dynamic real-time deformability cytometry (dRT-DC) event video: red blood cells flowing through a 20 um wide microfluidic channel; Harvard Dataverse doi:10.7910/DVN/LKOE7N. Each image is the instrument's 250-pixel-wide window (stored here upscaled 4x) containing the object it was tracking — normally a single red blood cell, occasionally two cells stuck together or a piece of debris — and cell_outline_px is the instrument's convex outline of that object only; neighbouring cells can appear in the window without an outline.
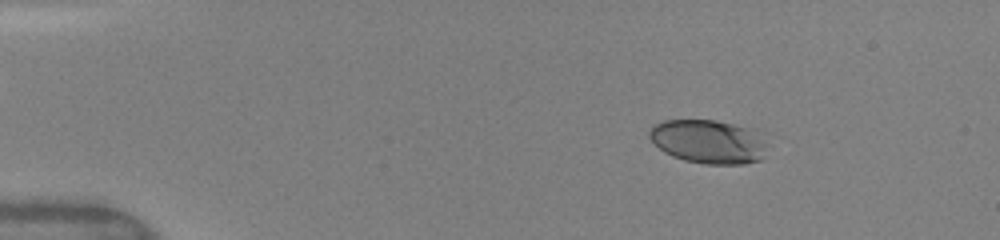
{"species": "human", "species_latin": "Homo sapiens", "temperature_condition": "warm", "stored_images_in_passage": 23, "camera_frame_rate_fps": 3000, "um_per_image_px": 0.085, "donor": {"sex": "female"}, "frame": {"image": 1, "passage_image": 6, "time_ms": 2.0, "image_size_px": [1000, 240], "cell_outline_px": [[764, 156], [760, 160], [744, 164], [704, 164], [684, 160], [672, 156], [664, 152], [648, 136], [648, 132], [656, 124], [664, 120], [716, 120], [748, 128], [764, 144]], "centroid_in_image_um": [60.14, 12.05], "position_along_channel_um": 24.9, "area_um2": 29.42}}
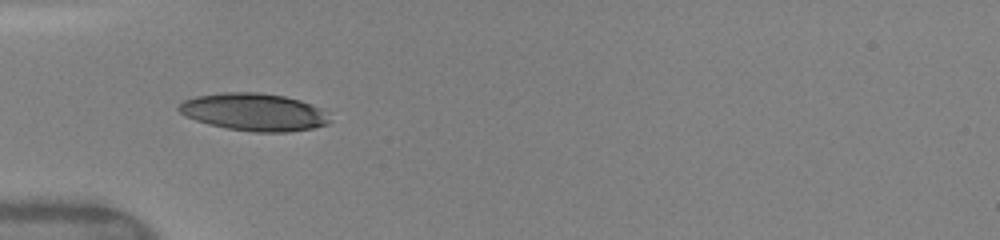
{"frame": {"image": 2, "passage_image": 15, "time_ms": 5.0, "image_size_px": [1000, 240], "cell_outline_px": [[332, 120], [328, 124], [312, 128], [288, 132], [252, 132], [228, 128], [208, 124], [184, 116], [176, 108], [184, 100], [196, 96], [220, 92], [256, 92], [284, 96], [300, 100], [312, 104], [320, 108]], "centroid_in_image_um": [21.58, 9.52], "position_along_channel_um": 63.4, "area_um2": 33.06}}